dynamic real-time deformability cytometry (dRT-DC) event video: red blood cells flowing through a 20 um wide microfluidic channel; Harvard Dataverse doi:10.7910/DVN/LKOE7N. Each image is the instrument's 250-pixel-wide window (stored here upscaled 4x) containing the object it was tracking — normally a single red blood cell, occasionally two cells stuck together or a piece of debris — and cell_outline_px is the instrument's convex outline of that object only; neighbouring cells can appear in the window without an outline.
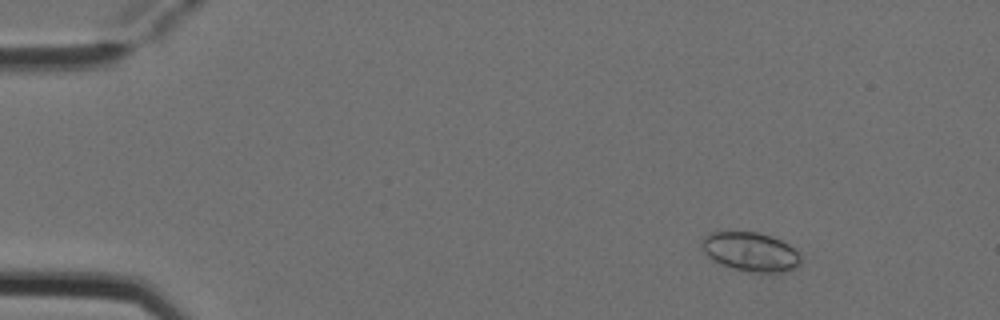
{"species": "Egyptian fruit bat (a non-hibernating species)", "species_latin": "Rousettus aegyptiacus", "temperature_condition": "cold", "stored_images_in_passage": 5, "camera_frame_rate_fps": 3000, "um_per_image_px": 0.085, "animal": {"sex": "female"}, "frame": {"image": 1, "passage_image": 2, "time_ms": 0.333, "image_size_px": [1000, 320], "cell_outline_px": [[800, 264], [796, 268], [784, 272], [748, 272], [732, 268], [720, 264], [712, 260], [704, 252], [700, 244], [704, 236], [708, 232], [756, 232], [772, 236], [788, 244], [800, 256]], "centroid_in_image_um": [63.76, 21.4], "position_along_channel_um": 21.2, "area_um2": 22.6}}